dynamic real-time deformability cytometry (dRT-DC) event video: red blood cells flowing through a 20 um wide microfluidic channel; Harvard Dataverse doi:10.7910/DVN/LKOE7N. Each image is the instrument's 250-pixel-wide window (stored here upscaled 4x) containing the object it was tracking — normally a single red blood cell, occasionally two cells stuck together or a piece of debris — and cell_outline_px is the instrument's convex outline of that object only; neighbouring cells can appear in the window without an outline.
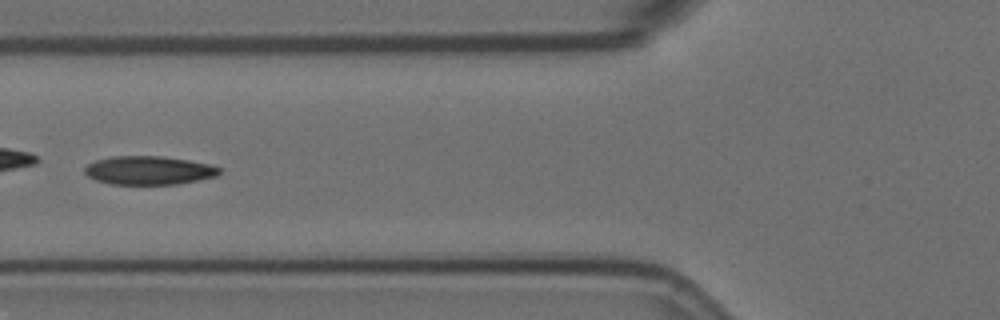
{"species": "Egyptian fruit bat (a non-hibernating species)", "species_latin": "Rousettus aegyptiacus", "temperature_condition": "room temperature", "stored_images_in_passage": 5, "camera_frame_rate_fps": 3000, "um_per_image_px": 0.085, "animal": {"sex": "female"}, "frame": {"image": 1, "passage_image": 5, "time_ms": 5.0, "image_size_px": [1000, 320], "cell_outline_px": [[220, 172], [216, 176], [176, 184], [112, 184], [96, 180], [88, 176], [84, 172], [84, 168], [88, 164], [96, 160], [112, 156], [164, 156], [188, 160], [208, 164], [220, 168]], "centroid_in_image_um": [12.62, 14.47], "position_along_channel_um": 113.2, "area_um2": 22.25}}